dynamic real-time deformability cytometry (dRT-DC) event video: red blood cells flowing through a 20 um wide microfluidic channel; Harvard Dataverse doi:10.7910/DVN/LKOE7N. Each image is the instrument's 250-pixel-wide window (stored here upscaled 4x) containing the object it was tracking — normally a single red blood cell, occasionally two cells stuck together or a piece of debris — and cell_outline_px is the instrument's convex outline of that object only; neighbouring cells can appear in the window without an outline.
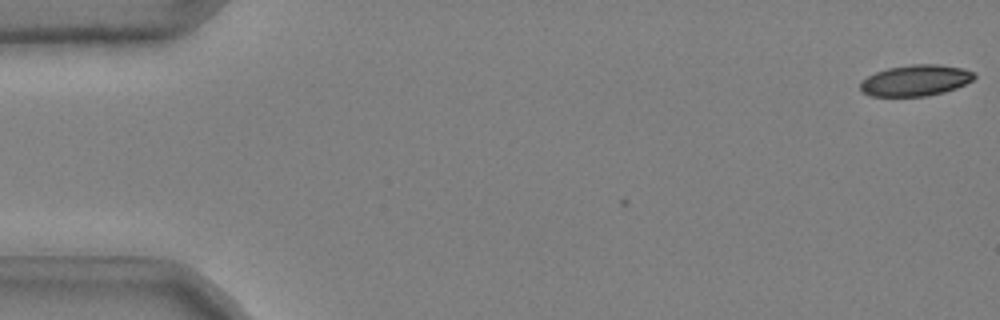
{"species": "common noctule bat (a hibernating species)", "species_latin": "Nyctalus noctula", "temperature_condition": "cold", "stored_images_in_passage": 5, "camera_frame_rate_fps": 3000, "um_per_image_px": 0.085, "animal": {"sex": "male", "body_mass_g": 20.4}, "frame": {"image": 1, "passage_image": 5, "time_ms": 1.333, "image_size_px": [1000, 320], "cell_outline_px": [[976, 76], [972, 80], [956, 88], [944, 92], [924, 96], [868, 96], [860, 88], [860, 84], [868, 76], [876, 72], [888, 68], [912, 64], [940, 64], [964, 68], [976, 72]], "centroid_in_image_um": [77.86, 6.82], "position_along_channel_um": 7.1, "area_um2": 20.63}}